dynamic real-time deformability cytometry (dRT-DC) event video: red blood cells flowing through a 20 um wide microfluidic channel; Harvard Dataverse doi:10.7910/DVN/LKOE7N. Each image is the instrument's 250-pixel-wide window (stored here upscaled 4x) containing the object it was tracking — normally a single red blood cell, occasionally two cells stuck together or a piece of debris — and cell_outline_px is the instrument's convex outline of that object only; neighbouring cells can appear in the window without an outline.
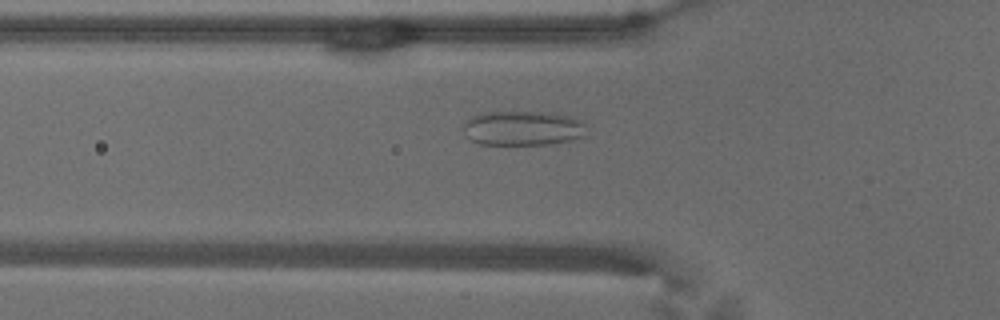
{"species": "common noctule bat (a hibernating species)", "species_latin": "Nyctalus noctula", "temperature_condition": "warm", "stored_images_in_passage": 55, "camera_frame_rate_fps": 3000, "um_per_image_px": 0.085, "animal": {"sex": "male", "body_mass_g": 18.8}, "frame": {"image": 1, "passage_image": 19, "time_ms": 6.0, "image_size_px": [1000, 320], "cell_outline_px": [[584, 136], [572, 140], [548, 144], [480, 144], [472, 140], [468, 136], [464, 128], [464, 124], [472, 116], [484, 112], [556, 112], [572, 116], [580, 120], [584, 124]], "centroid_in_image_um": [44.48, 10.88], "position_along_channel_um": 81.3, "area_um2": 24.74}}
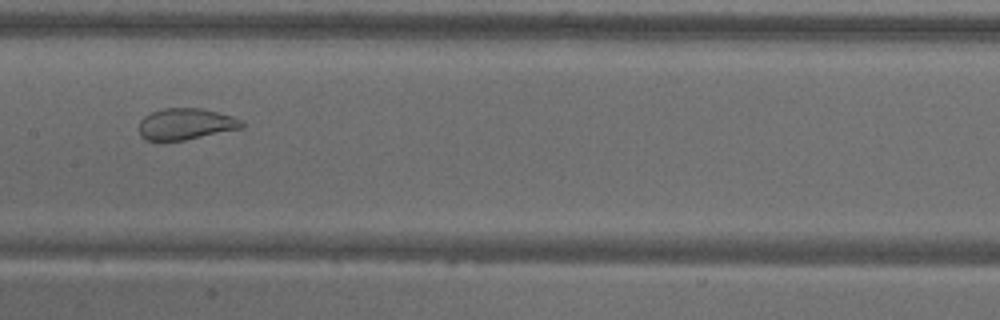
{"frame": {"image": 2, "passage_image": 28, "time_ms": 9.0, "image_size_px": [1000, 320], "cell_outline_px": [[244, 128], [184, 140], [148, 140], [140, 136], [140, 120], [144, 116], [152, 112], [164, 108], [204, 108], [232, 116], [240, 120], [244, 124]], "centroid_in_image_um": [15.81, 10.53], "position_along_channel_um": 191.6, "area_um2": 18.73}}
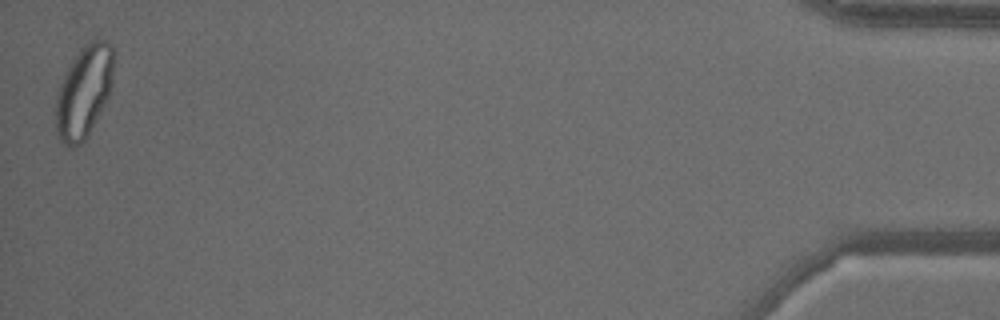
{"frame": {"image": 3, "passage_image": 55, "time_ms": 18.0, "image_size_px": [1000, 320], "cell_outline_px": [[112, 84], [108, 96], [88, 136], [80, 144], [72, 148], [68, 148], [56, 136], [56, 96], [60, 84], [72, 60], [84, 44], [92, 40], [108, 40], [112, 44]], "centroid_in_image_um": [7.11, 7.83], "position_along_channel_um": 428.1, "area_um2": 30.87}}